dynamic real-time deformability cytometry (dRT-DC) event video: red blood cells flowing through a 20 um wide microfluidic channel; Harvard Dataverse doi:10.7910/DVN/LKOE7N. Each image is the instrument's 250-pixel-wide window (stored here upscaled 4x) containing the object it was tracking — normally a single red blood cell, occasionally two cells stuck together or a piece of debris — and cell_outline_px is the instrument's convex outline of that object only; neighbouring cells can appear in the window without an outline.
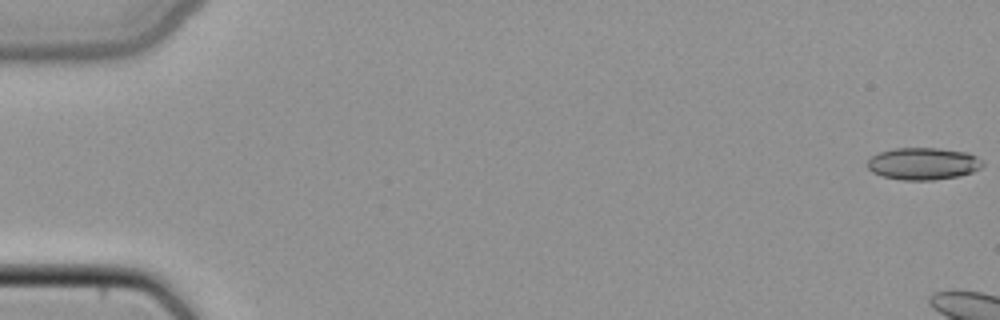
{"species": "common noctule bat (a hibernating species)", "species_latin": "Nyctalus noctula", "temperature_condition": "cold", "stored_images_in_passage": 7, "camera_frame_rate_fps": 3000, "um_per_image_px": 0.085, "animal": {"sex": "female", "body_mass_g": 22.7, "forearm_length_mm": 54.2}, "frame": {"image": 1, "passage_image": 1, "time_ms": 0.0, "image_size_px": [1000, 320], "cell_outline_px": [[984, 164], [980, 168], [972, 172], [960, 176], [932, 180], [900, 180], [884, 176], [872, 172], [868, 168], [868, 160], [872, 156], [880, 152], [896, 148], [940, 148], [968, 152], [984, 160]], "centroid_in_image_um": [78.51, 13.91], "position_along_channel_um": 6.5, "area_um2": 21.68}}